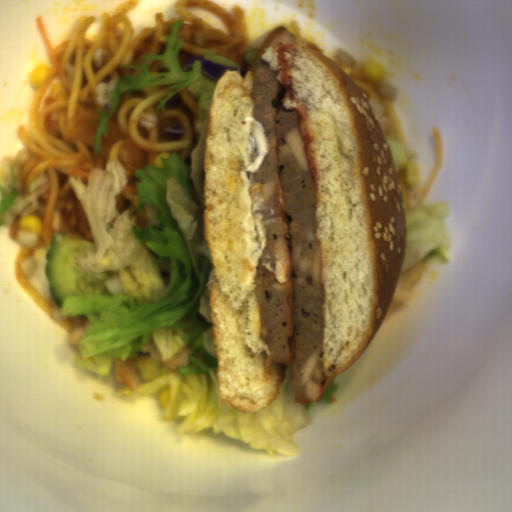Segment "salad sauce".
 Segmentation results:
<instances>
[{"mask_svg":"<svg viewBox=\"0 0 512 512\" xmlns=\"http://www.w3.org/2000/svg\"><path fill=\"white\" fill-rule=\"evenodd\" d=\"M269 143L264 126L246 116L242 131V150L246 166L241 171L244 195L243 213L250 280L255 285L260 256L266 247V233L260 211L261 183H250L247 172H257L268 155Z\"/></svg>","mask_w":512,"mask_h":512,"instance_id":"salad-sauce-1","label":"salad sauce"}]
</instances>
